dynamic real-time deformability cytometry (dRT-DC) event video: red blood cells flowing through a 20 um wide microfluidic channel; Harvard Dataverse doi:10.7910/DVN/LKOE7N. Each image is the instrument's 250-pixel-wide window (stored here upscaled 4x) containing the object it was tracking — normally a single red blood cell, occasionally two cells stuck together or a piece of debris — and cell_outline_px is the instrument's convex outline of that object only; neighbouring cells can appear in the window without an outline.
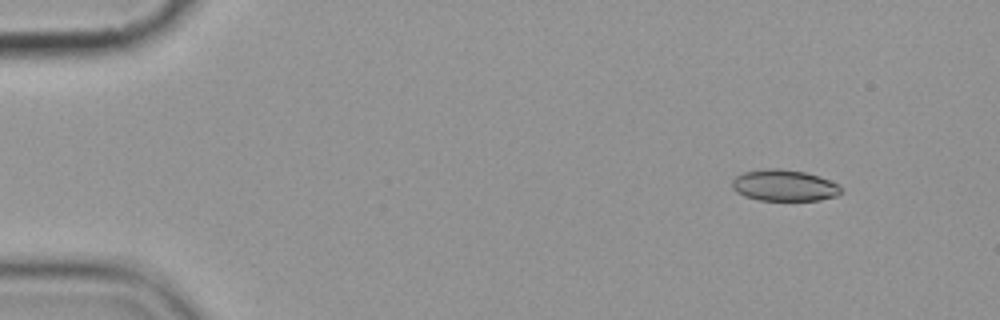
{"species": "common noctule bat (a hibernating species)", "species_latin": "Nyctalus noctula", "temperature_condition": "cold", "stored_images_in_passage": 5, "camera_frame_rate_fps": 3000, "um_per_image_px": 0.085, "animal": {"sex": "female", "body_mass_g": 19.9}, "frame": {"image": 1, "passage_image": 2, "time_ms": 1.0, "image_size_px": [1000, 320], "cell_outline_px": [[840, 192], [836, 196], [820, 200], [756, 200], [744, 196], [736, 192], [732, 188], [732, 180], [736, 176], [744, 172], [768, 168], [780, 168], [804, 172], [820, 176], [840, 184]], "centroid_in_image_um": [66.64, 15.76], "position_along_channel_um": 18.4, "area_um2": 20.0}}
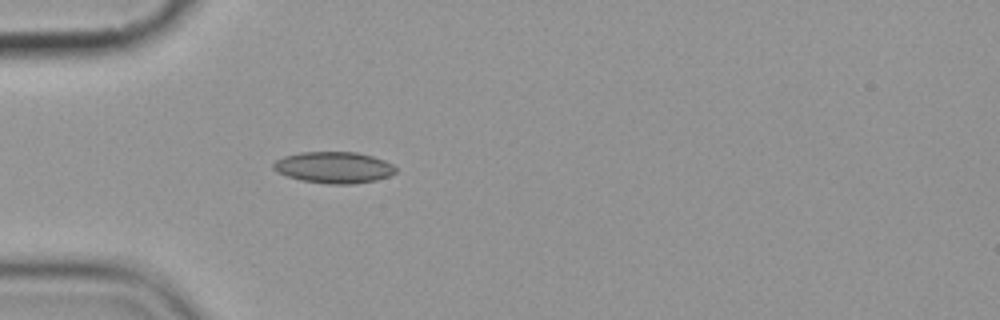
{"frame": {"image": 2, "passage_image": 5, "time_ms": 4.667, "image_size_px": [1000, 320], "cell_outline_px": [[396, 172], [388, 176], [376, 180], [352, 184], [328, 184], [300, 180], [276, 172], [272, 168], [272, 164], [276, 160], [284, 156], [300, 152], [356, 152], [372, 156], [384, 160], [392, 164], [396, 168]], "centroid_in_image_um": [28.35, 14.23], "position_along_channel_um": 56.6, "area_um2": 22.43}}